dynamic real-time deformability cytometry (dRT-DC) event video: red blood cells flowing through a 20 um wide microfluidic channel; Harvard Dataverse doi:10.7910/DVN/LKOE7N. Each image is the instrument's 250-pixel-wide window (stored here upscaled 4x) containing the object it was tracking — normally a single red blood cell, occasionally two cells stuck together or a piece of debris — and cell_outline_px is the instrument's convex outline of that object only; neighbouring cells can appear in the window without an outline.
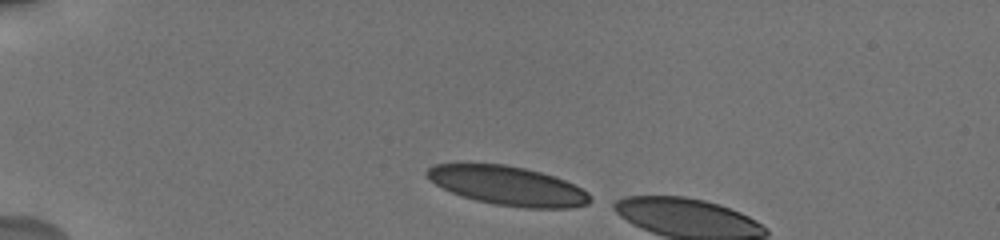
{"species": "human", "species_latin": "Homo sapiens", "temperature_condition": "cold", "stored_images_in_passage": 6, "camera_frame_rate_fps": 3000, "um_per_image_px": 0.085, "donor": {"sex": "male"}, "frame": {"image": 1, "passage_image": 1, "time_ms": 0.0, "image_size_px": [1000, 240], "cell_outline_px": [[592, 200], [588, 204], [572, 208], [524, 208], [496, 204], [476, 200], [452, 192], [428, 180], [424, 172], [432, 164], [504, 164], [524, 168], [556, 176], [588, 192]], "centroid_in_image_um": [43.17, 15.79], "position_along_channel_um": 41.8, "area_um2": 36.99}}